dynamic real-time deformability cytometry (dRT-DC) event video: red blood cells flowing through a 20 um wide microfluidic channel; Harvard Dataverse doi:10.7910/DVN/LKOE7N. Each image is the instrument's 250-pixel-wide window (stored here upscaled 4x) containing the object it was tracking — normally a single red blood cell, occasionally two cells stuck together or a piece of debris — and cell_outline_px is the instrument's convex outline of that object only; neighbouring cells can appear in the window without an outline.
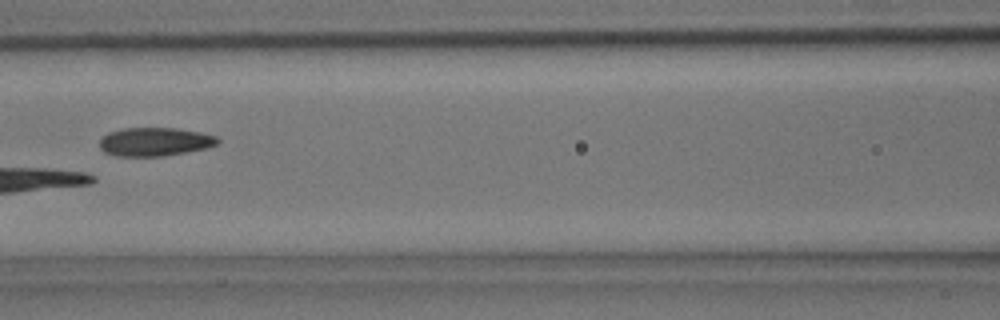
{"species": "common noctule bat (a hibernating species)", "species_latin": "Nyctalus noctula", "temperature_condition": "room temperature", "stored_images_in_passage": 5, "camera_frame_rate_fps": 3000, "um_per_image_px": 0.085, "animal": {"sex": "male", "body_mass_g": 15.6}, "frame": {"image": 1, "passage_image": 5, "time_ms": 1.333, "image_size_px": [1000, 320], "cell_outline_px": [[220, 140], [216, 144], [204, 148], [164, 156], [116, 156], [104, 152], [100, 148], [100, 140], [108, 132], [124, 128], [176, 128], [200, 132], [216, 136]], "centroid_in_image_um": [13.13, 12.04], "position_along_channel_um": 153.5, "area_um2": 19.48}}